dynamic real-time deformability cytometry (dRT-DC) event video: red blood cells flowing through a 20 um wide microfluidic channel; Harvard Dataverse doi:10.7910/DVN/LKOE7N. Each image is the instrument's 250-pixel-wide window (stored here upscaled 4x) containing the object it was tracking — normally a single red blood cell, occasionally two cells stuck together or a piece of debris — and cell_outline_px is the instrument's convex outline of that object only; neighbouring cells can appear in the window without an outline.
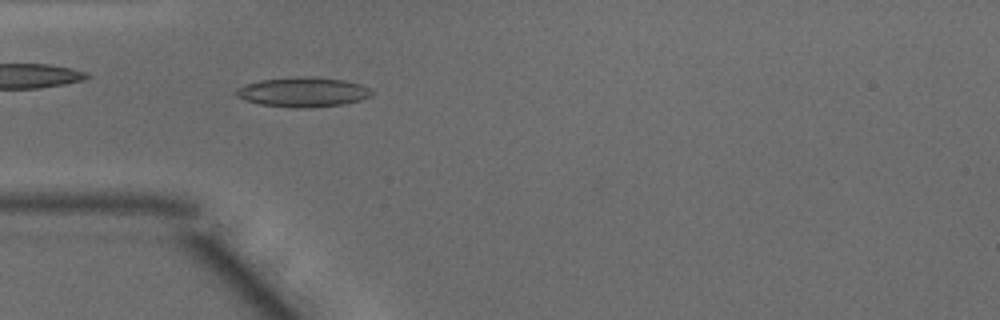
{"species": "common noctule bat (a hibernating species)", "species_latin": "Nyctalus noctula", "temperature_condition": "warm", "stored_images_in_passage": 48, "camera_frame_rate_fps": 3000, "um_per_image_px": 0.085, "animal": {"sex": "male", "body_mass_g": 15.6}, "frame": {"image": 1, "passage_image": 14, "time_ms": 4.333, "image_size_px": [1000, 320], "cell_outline_px": [[372, 96], [360, 100], [344, 104], [308, 108], [292, 108], [260, 104], [236, 96], [232, 92], [236, 88], [244, 84], [260, 80], [296, 76], [316, 76], [344, 80], [360, 84], [368, 88], [372, 92]], "centroid_in_image_um": [25.73, 7.82], "position_along_channel_um": 59.3, "area_um2": 23.76}, "authors_computed_cell_mechanics": {"area_um2": 21.1548, "velocity_mm_per_s": 4.142, "shape_relaxation_time_tau1_ms": 8.5725, "shape_relaxation_time_tau2_ms": 2.7174, "deformation_change_tau1": 0.2117, "deformation_change_tau2": 0.1043}}